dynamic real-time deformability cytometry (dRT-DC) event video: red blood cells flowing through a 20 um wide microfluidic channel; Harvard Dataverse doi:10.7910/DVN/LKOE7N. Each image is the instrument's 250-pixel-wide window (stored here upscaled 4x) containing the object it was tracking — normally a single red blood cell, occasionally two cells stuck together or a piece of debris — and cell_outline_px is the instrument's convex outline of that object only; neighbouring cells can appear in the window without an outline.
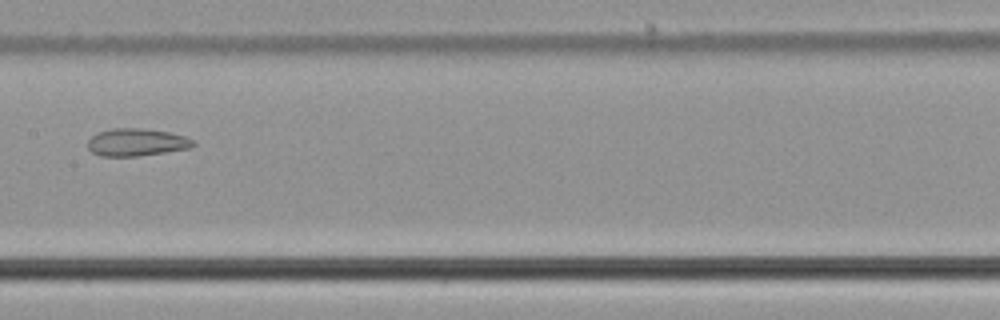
{"species": "common noctule bat (a hibernating species)", "species_latin": "Nyctalus noctula", "temperature_condition": "cold", "stored_images_in_passage": 5, "camera_frame_rate_fps": 3000, "um_per_image_px": 0.085, "animal": {"sex": "male", "body_mass_g": 21.5, "forearm_length_mm": 52.0}, "frame": {"image": 1, "passage_image": 5, "time_ms": 1.333, "image_size_px": [1000, 320], "cell_outline_px": [[196, 144], [192, 148], [136, 156], [100, 156], [92, 152], [88, 148], [88, 140], [96, 132], [112, 128], [140, 128], [168, 132], [184, 136], [192, 140]], "centroid_in_image_um": [11.58, 12.09], "position_along_channel_um": 195.8, "area_um2": 16.88}}